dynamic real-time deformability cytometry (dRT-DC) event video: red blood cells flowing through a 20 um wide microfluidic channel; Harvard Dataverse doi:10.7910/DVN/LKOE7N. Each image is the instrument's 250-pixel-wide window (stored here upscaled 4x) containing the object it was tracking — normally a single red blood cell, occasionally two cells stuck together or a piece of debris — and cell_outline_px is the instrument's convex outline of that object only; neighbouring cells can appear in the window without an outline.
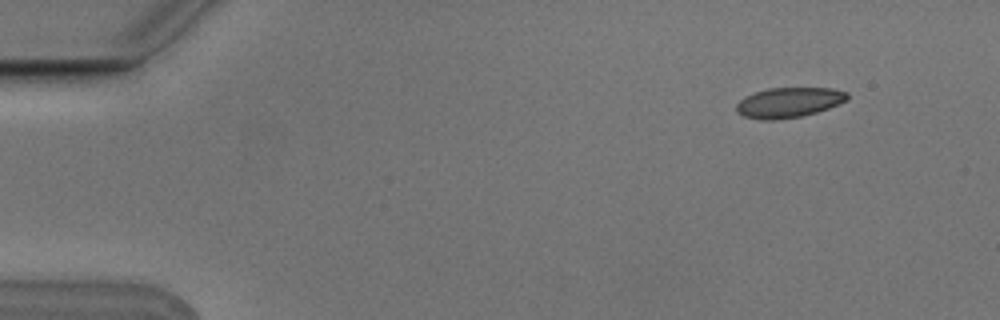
{"species": "Egyptian fruit bat (a non-hibernating species)", "species_latin": "Rousettus aegyptiacus", "temperature_condition": "cold", "stored_images_in_passage": 5, "camera_frame_rate_fps": 3000, "um_per_image_px": 0.085, "animal": {"sex": "male"}, "frame": {"image": 1, "passage_image": 2, "time_ms": 0.333, "image_size_px": [1000, 320], "cell_outline_px": [[848, 100], [840, 104], [804, 116], [776, 120], [760, 120], [744, 116], [736, 112], [736, 104], [744, 96], [768, 88], [832, 88], [848, 92]], "centroid_in_image_um": [67.05, 8.72], "position_along_channel_um": 17.9, "area_um2": 19.65}}